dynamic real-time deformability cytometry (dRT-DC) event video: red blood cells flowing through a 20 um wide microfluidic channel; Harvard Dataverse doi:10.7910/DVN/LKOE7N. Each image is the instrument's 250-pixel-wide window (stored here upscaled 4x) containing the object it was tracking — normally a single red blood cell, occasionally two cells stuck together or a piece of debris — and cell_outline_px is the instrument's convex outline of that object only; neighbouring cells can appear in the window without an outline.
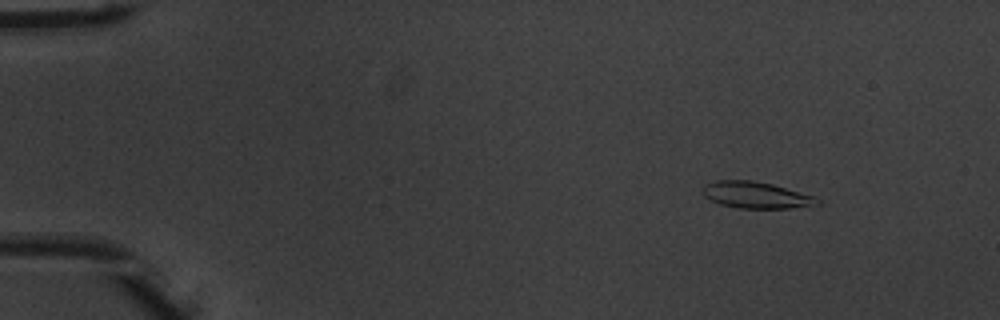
{"species": "common noctule bat (a hibernating species)", "species_latin": "Nyctalus noctula", "temperature_condition": "warm", "stored_images_in_passage": 53, "camera_frame_rate_fps": 3000, "um_per_image_px": 0.085, "animal": {"sex": "male", "body_mass_g": 20.1, "forearm_length_mm": 53.5}, "frame": {"image": 1, "passage_image": 7, "time_ms": 2.0, "image_size_px": [1000, 320], "cell_outline_px": [[820, 204], [792, 208], [736, 208], [720, 204], [704, 196], [704, 184], [716, 180], [752, 180], [772, 184], [816, 196], [820, 200]], "centroid_in_image_um": [64.29, 16.58], "position_along_channel_um": 20.7, "area_um2": 17.74}}
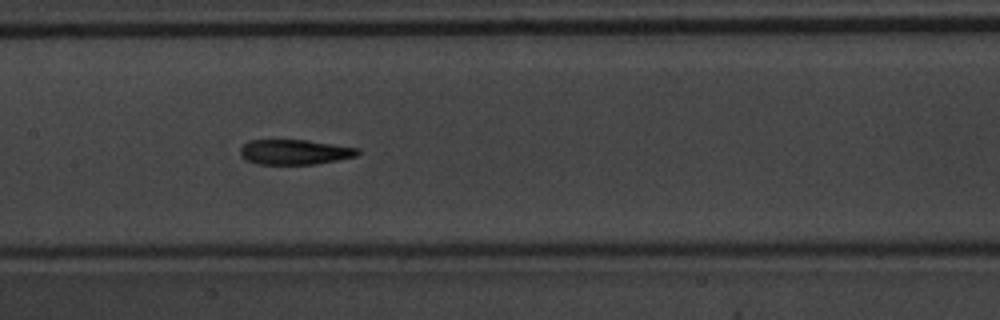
{"frame": {"image": 2, "passage_image": 27, "time_ms": 8.667, "image_size_px": [1000, 320], "cell_outline_px": [[360, 152], [356, 156], [316, 164], [256, 164], [240, 156], [240, 148], [248, 140], [308, 140], [360, 148]], "centroid_in_image_um": [25.05, 12.92], "position_along_channel_um": 182.4, "area_um2": 17.17}}
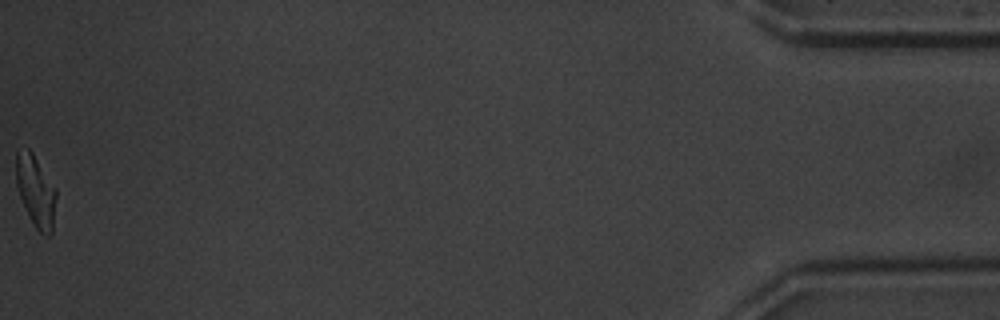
{"frame": {"image": 3, "passage_image": 53, "time_ms": 17.333, "image_size_px": [1000, 320], "cell_outline_px": [[56, 196], [52, 232], [48, 236], [44, 236], [36, 228], [28, 216], [20, 196], [16, 184], [16, 152], [28, 148], [32, 152], [56, 188]], "centroid_in_image_um": [3.04, 16.26], "position_along_channel_um": 432.2, "area_um2": 16.59}, "authors_computed_cell_mechanics": {"area_um2": 17.8024, "velocity_mm_per_s": 3.9454, "shape_relaxation_time_tau1_ms": 4.2342, "shape_relaxation_time_tau2_ms": 3.1248, "deformation_change_tau1": 0.2001, "deformation_change_tau2": 0.1172}}